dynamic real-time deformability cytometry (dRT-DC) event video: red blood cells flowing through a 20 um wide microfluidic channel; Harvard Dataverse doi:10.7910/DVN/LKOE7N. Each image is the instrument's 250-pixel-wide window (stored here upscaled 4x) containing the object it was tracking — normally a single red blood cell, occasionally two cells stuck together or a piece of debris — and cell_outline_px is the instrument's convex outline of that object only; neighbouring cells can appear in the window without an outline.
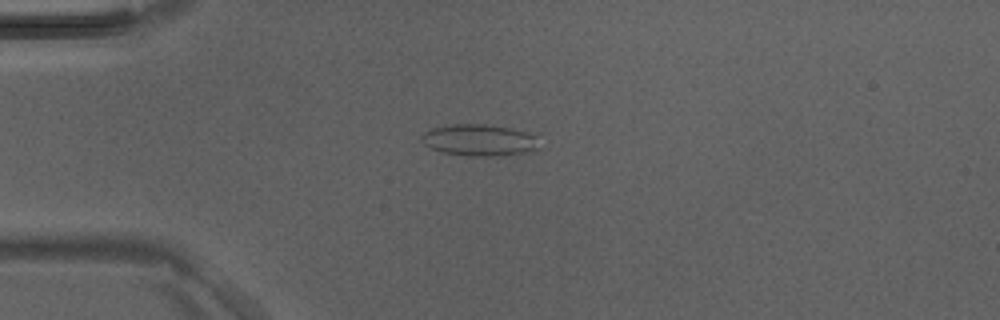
{"species": "Egyptian fruit bat (a non-hibernating species)", "species_latin": "Rousettus aegyptiacus", "temperature_condition": "room temperature", "stored_images_in_passage": 16, "camera_frame_rate_fps": 3000, "um_per_image_px": 0.085, "animal": {"sex": "male"}, "frame": {"image": 1, "passage_image": 1, "time_ms": 0.0, "image_size_px": [1000, 320], "cell_outline_px": [[536, 148], [524, 152], [500, 156], [472, 156], [440, 152], [424, 144], [420, 140], [420, 136], [424, 132], [432, 128], [452, 124], [484, 124], [508, 128], [528, 132], [536, 136]], "centroid_in_image_um": [40.67, 11.91], "position_along_channel_um": 44.3, "area_um2": 21.44}}
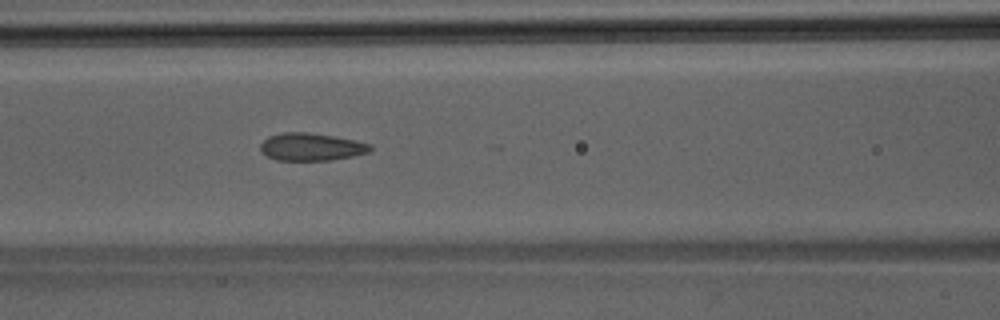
{"frame": {"image": 2, "passage_image": 9, "time_ms": 2.667, "image_size_px": [1000, 320], "cell_outline_px": [[372, 148], [368, 152], [352, 156], [332, 160], [276, 160], [260, 152], [260, 144], [268, 136], [284, 132], [308, 132], [332, 136], [372, 144]], "centroid_in_image_um": [26.42, 12.48], "position_along_channel_um": 140.2, "area_um2": 17.57}}
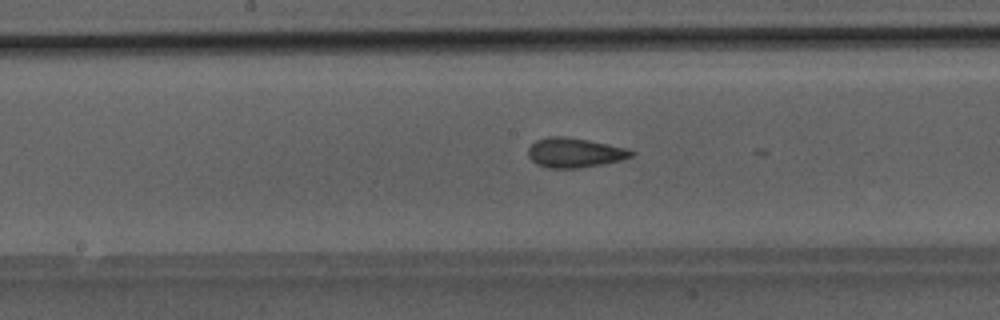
{"frame": {"image": 3, "passage_image": 13, "time_ms": 4.0, "image_size_px": [1000, 320], "cell_outline_px": [[636, 152], [632, 156], [620, 160], [604, 164], [580, 168], [548, 168], [536, 164], [528, 156], [528, 148], [536, 140], [548, 136], [564, 136], [588, 140], [628, 148]], "centroid_in_image_um": [48.84, 12.98], "position_along_channel_um": 199.4, "area_um2": 17.92}}